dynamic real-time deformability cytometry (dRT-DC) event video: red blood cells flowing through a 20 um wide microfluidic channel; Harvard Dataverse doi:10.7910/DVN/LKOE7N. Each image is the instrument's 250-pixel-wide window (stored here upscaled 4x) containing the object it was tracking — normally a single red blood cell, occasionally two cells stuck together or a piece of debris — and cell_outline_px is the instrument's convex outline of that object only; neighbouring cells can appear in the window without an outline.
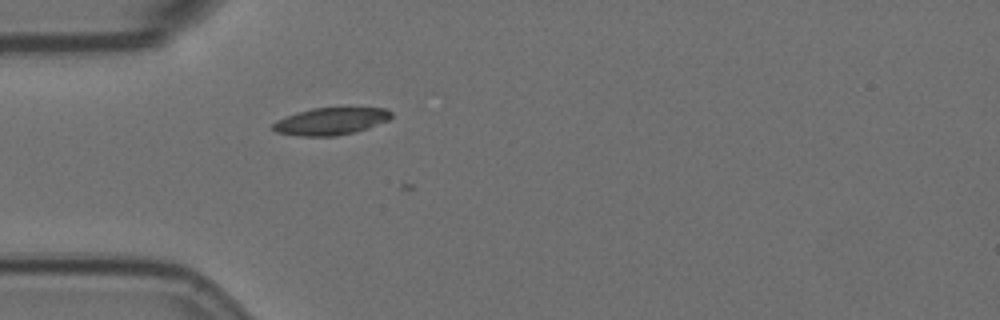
{"species": "Egyptian fruit bat (a non-hibernating species)", "species_latin": "Rousettus aegyptiacus", "temperature_condition": "room temperature", "stored_images_in_passage": 3, "camera_frame_rate_fps": 3000, "um_per_image_px": 0.085, "animal": {"sex": "female"}, "frame": {"image": 1, "passage_image": 3, "time_ms": 5.0, "image_size_px": [1000, 320], "cell_outline_px": [[392, 116], [388, 120], [368, 128], [336, 136], [300, 136], [276, 132], [272, 128], [272, 124], [276, 120], [296, 112], [312, 108], [384, 108], [392, 112]], "centroid_in_image_um": [28.09, 10.3], "position_along_channel_um": 56.9, "area_um2": 18.67}}